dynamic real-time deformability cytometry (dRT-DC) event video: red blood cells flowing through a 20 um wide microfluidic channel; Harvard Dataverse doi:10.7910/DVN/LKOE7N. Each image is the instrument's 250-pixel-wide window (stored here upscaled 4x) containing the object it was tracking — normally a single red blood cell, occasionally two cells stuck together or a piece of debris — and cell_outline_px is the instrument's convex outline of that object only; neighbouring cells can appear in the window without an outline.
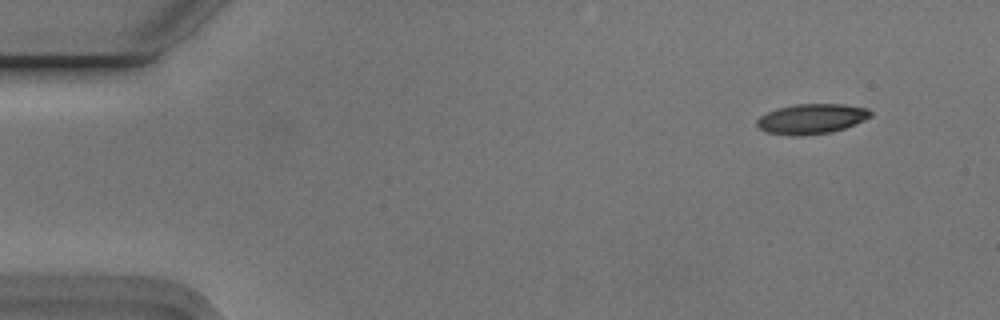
{"species": "Egyptian fruit bat (a non-hibernating species)", "species_latin": "Rousettus aegyptiacus", "temperature_condition": "cold", "stored_images_in_passage": 4, "camera_frame_rate_fps": 3000, "um_per_image_px": 0.085, "animal": {"sex": "male"}, "frame": {"image": 1, "passage_image": 1, "time_ms": 0.0, "image_size_px": [1000, 320], "cell_outline_px": [[872, 116], [864, 120], [844, 128], [832, 132], [792, 136], [768, 132], [760, 128], [756, 124], [756, 120], [760, 116], [776, 108], [792, 104], [844, 104], [868, 108], [872, 112]], "centroid_in_image_um": [68.99, 10.08], "position_along_channel_um": 16.0, "area_um2": 19.88}}
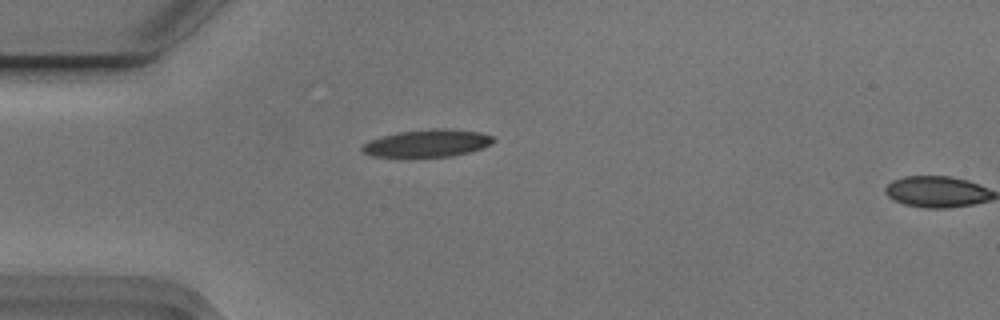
{"frame": {"image": 2, "passage_image": 3, "time_ms": 0.667, "image_size_px": [1000, 320], "cell_outline_px": [[496, 140], [492, 144], [468, 152], [452, 156], [408, 160], [372, 156], [364, 152], [360, 148], [368, 140], [380, 136], [396, 132], [432, 128], [444, 128], [480, 132], [492, 136]], "centroid_in_image_um": [36.24, 12.21], "position_along_channel_um": 48.8, "area_um2": 22.02}}